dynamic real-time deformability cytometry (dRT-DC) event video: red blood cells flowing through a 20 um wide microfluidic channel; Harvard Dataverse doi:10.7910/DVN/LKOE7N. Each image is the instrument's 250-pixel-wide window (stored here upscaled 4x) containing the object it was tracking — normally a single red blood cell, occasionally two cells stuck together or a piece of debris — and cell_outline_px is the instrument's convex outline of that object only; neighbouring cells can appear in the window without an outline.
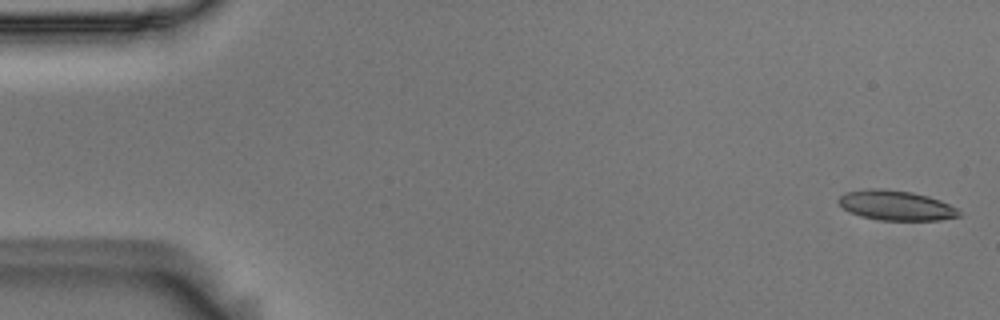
{"species": "Egyptian fruit bat (a non-hibernating species)", "species_latin": "Rousettus aegyptiacus", "temperature_condition": "room temperature", "stored_images_in_passage": 55, "camera_frame_rate_fps": 3000, "um_per_image_px": 0.085, "animal": {"sex": "male"}, "frame": {"image": 1, "passage_image": 2, "time_ms": 0.333, "image_size_px": [1000, 320], "cell_outline_px": [[960, 216], [940, 220], [880, 220], [860, 216], [844, 208], [836, 200], [844, 192], [864, 188], [884, 188], [912, 192], [928, 196], [940, 200], [956, 208], [960, 212]], "centroid_in_image_um": [76.13, 17.44], "position_along_channel_um": 8.9, "area_um2": 21.04}}
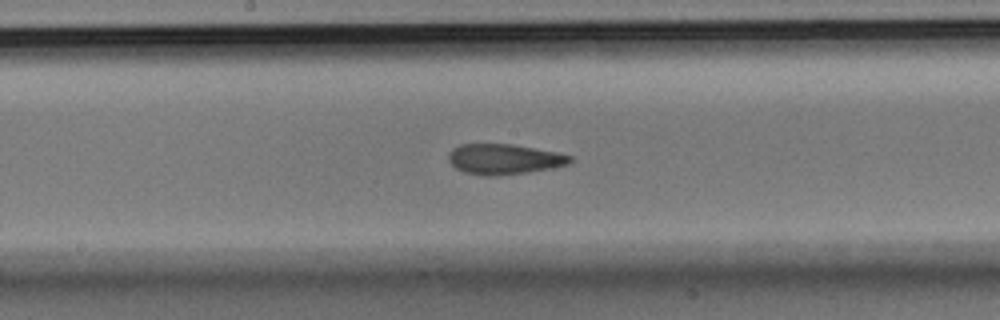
{"frame": {"image": 2, "passage_image": 29, "time_ms": 9.333, "image_size_px": [1000, 320], "cell_outline_px": [[572, 160], [568, 164], [552, 168], [528, 172], [496, 176], [484, 176], [464, 172], [456, 168], [448, 160], [448, 152], [452, 148], [460, 144], [512, 144], [556, 152], [572, 156]], "centroid_in_image_um": [42.82, 13.53], "position_along_channel_um": 205.4, "area_um2": 21.56}}
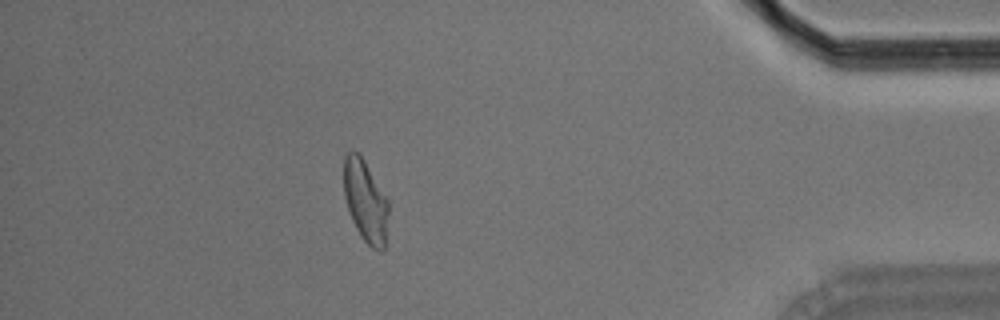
{"frame": {"image": 3, "passage_image": 49, "time_ms": 16.0, "image_size_px": [1000, 320], "cell_outline_px": [[388, 212], [384, 248], [380, 252], [372, 248], [364, 240], [356, 228], [352, 220], [344, 196], [344, 156], [352, 148], [364, 160], [388, 200]], "centroid_in_image_um": [31.05, 17.08], "position_along_channel_um": 404.1, "area_um2": 21.1}, "authors_computed_cell_mechanics": {"area_um2": 21.6172, "velocity_mm_per_s": 3.6623, "shape_relaxation_time_tau1_ms": null, "shape_relaxation_time_tau2_ms": 2.5127, "deformation_change_tau1": null, "deformation_change_tau2": 0.0931}}